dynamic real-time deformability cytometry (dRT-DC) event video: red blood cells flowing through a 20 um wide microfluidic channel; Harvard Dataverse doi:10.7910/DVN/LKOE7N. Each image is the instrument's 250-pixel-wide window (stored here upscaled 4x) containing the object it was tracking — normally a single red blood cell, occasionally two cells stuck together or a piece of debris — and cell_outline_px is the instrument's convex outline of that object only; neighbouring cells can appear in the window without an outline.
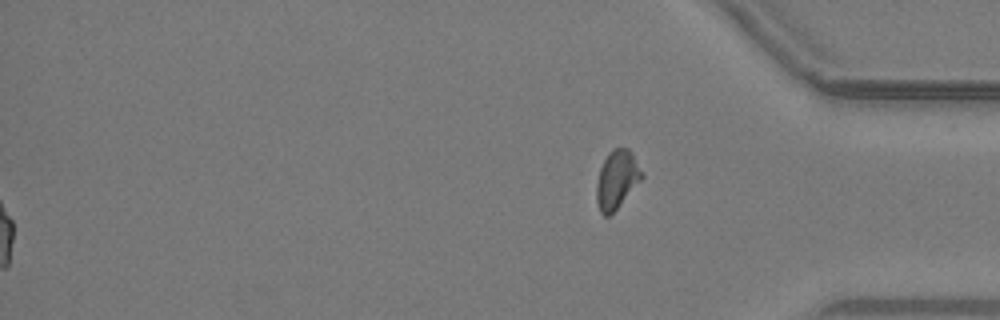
{"species": "common noctule bat (a hibernating species)", "species_latin": "Nyctalus noctula", "temperature_condition": "warm", "stored_images_in_passage": 44, "segment_of_instrument_passage": [2, 2], "camera_frame_rate_fps": 3000, "um_per_image_px": 0.085, "animal": {"sex": "male", "body_mass_g": 19.2, "forearm_length_mm": 51.8}, "frame": {"image": 1, "passage_image": 44, "time_ms": 14.333, "image_size_px": [1000, 320], "cell_outline_px": [[644, 176], [616, 208], [608, 216], [604, 216], [600, 212], [596, 200], [596, 184], [600, 168], [608, 152], [612, 148], [628, 148], [632, 152]], "centroid_in_image_um": [52.41, 15.23], "position_along_channel_um": 382.8, "area_um2": 15.14}}